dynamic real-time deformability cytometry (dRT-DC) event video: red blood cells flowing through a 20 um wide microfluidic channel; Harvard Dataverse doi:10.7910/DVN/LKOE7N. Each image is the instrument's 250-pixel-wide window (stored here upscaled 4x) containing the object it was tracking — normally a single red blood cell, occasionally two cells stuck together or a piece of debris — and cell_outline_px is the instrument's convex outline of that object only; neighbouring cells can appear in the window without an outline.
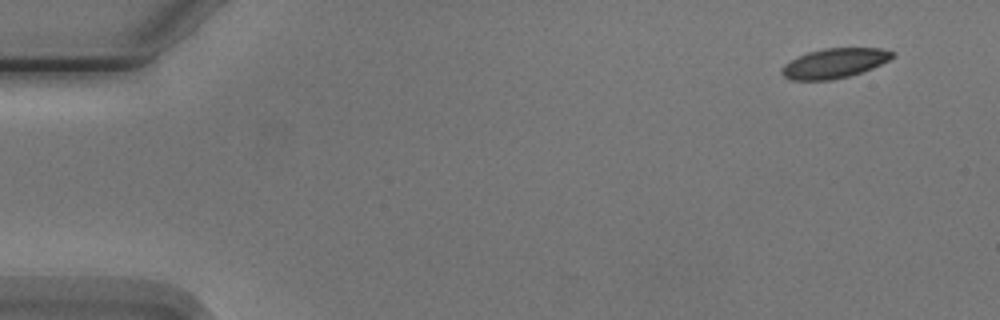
{"species": "Egyptian fruit bat (a non-hibernating species)", "species_latin": "Rousettus aegyptiacus", "temperature_condition": "cold", "stored_images_in_passage": 5, "camera_frame_rate_fps": 3000, "um_per_image_px": 0.085, "animal": {"sex": "male"}, "frame": {"image": 1, "passage_image": 1, "time_ms": 0.0, "image_size_px": [1000, 320], "cell_outline_px": [[892, 56], [888, 60], [872, 68], [848, 76], [832, 80], [792, 80], [784, 76], [780, 72], [784, 64], [808, 52], [824, 48], [880, 48], [892, 52]], "centroid_in_image_um": [70.89, 5.38], "position_along_channel_um": 14.1, "area_um2": 18.79}}
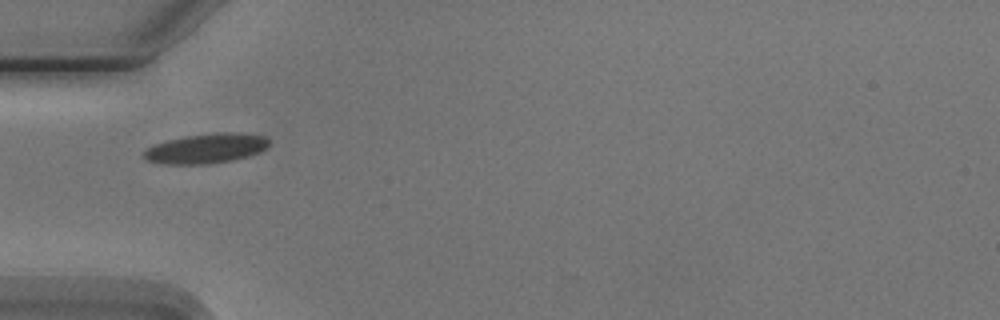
{"frame": {"image": 2, "passage_image": 5, "time_ms": 4.667, "image_size_px": [1000, 320], "cell_outline_px": [[268, 144], [264, 148], [256, 152], [232, 160], [208, 164], [160, 164], [144, 160], [140, 156], [148, 148], [156, 144], [168, 140], [184, 136], [216, 132], [244, 132], [264, 136], [268, 140]], "centroid_in_image_um": [17.45, 12.61], "position_along_channel_um": 67.6, "area_um2": 21.68}}